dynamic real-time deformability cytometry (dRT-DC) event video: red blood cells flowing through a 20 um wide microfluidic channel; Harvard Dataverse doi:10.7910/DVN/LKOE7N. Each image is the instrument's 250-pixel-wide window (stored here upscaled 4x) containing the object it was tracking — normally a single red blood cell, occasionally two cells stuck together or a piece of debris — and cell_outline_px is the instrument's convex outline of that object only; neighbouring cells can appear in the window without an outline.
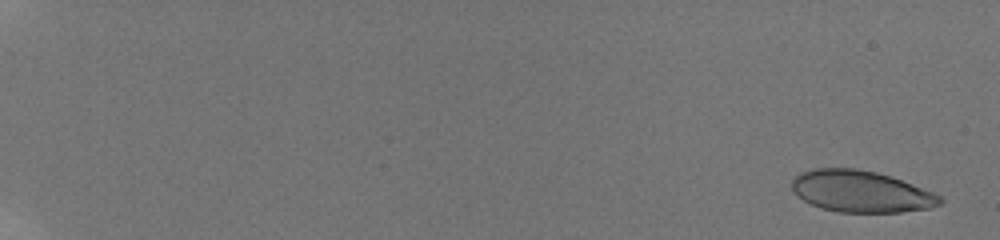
{"species": "human", "species_latin": "Homo sapiens", "temperature_condition": "room temperature", "stored_images_in_passage": 55, "camera_frame_rate_fps": 3000, "um_per_image_px": 0.085, "donor": {"sex": "male"}, "frame": {"image": 1, "passage_image": 2, "time_ms": 0.667, "image_size_px": [1000, 240], "cell_outline_px": [[944, 200], [940, 204], [928, 208], [900, 212], [840, 212], [820, 208], [804, 200], [792, 188], [792, 180], [800, 172], [812, 168], [856, 168], [876, 172], [900, 180], [932, 192], [940, 196]], "centroid_in_image_um": [73.15, 16.27], "position_along_channel_um": 11.8, "area_um2": 35.49}}
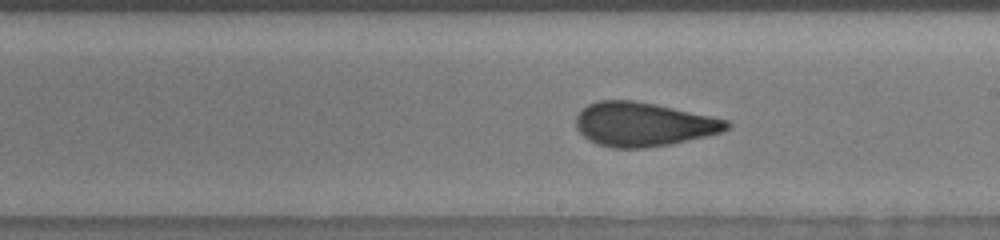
{"frame": {"image": 2, "passage_image": 34, "time_ms": 12.333, "image_size_px": [1000, 240], "cell_outline_px": [[732, 124], [724, 132], [708, 136], [672, 144], [644, 148], [612, 148], [596, 144], [588, 140], [576, 128], [576, 116], [588, 104], [596, 100], [632, 100], [656, 104], [712, 116], [728, 120]], "centroid_in_image_um": [54.7, 10.57], "position_along_channel_um": 234.3, "area_um2": 38.96}}
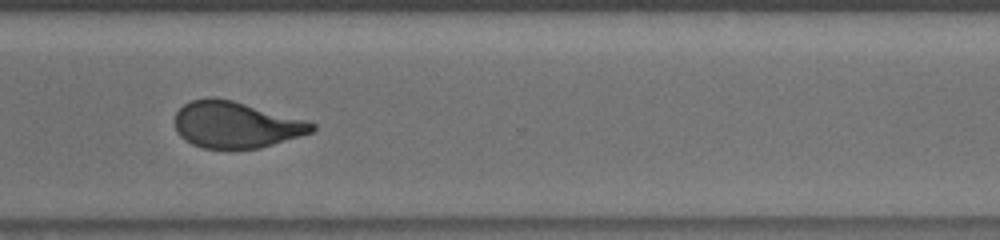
{"frame": {"image": 3, "passage_image": 46, "time_ms": 15.333, "image_size_px": [1000, 240], "cell_outline_px": [[316, 128], [312, 132], [300, 136], [260, 148], [204, 148], [192, 144], [184, 140], [176, 132], [176, 112], [184, 104], [192, 100], [208, 96], [212, 96], [232, 100], [308, 120], [316, 124]], "centroid_in_image_um": [20.05, 10.59], "position_along_channel_um": 350.5, "area_um2": 37.17}, "authors_computed_cell_mechanics": {"area_um2": 37.7434, "velocity_mm_per_s": 3.878, "shape_relaxation_time_tau1_ms": 4.6405, "shape_relaxation_time_tau2_ms": 1.1905, "deformation_change_tau1": 0.1692, "deformation_change_tau2": 0.0862}}